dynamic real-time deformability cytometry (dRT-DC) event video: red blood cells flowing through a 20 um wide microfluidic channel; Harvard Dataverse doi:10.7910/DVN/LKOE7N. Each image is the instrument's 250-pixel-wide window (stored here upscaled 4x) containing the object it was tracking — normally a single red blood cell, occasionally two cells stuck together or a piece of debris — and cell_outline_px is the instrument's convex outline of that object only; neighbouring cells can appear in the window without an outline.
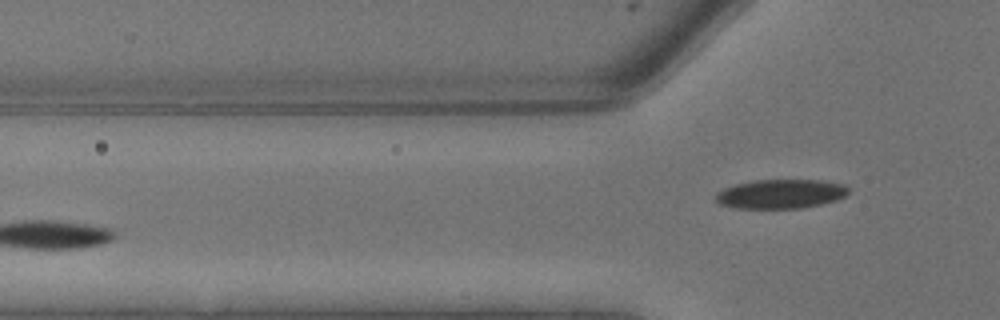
{"species": "common noctule bat (a hibernating species)", "species_latin": "Nyctalus noctula", "temperature_condition": "warm", "stored_images_in_passage": 8, "segment_of_instrument_passage": [2, 2], "camera_frame_rate_fps": 3000, "um_per_image_px": 0.085, "animal": {"sex": "male", "body_mass_g": 13.3}, "frame": {"image": 1, "passage_image": 8, "time_ms": 2.333, "image_size_px": [1000, 320], "cell_outline_px": [[848, 192], [844, 196], [836, 200], [820, 204], [800, 208], [736, 208], [720, 204], [712, 200], [716, 192], [724, 188], [736, 184], [756, 180], [824, 180], [844, 184], [848, 188]], "centroid_in_image_um": [66.32, 16.48], "position_along_channel_um": 59.5, "area_um2": 22.66}}